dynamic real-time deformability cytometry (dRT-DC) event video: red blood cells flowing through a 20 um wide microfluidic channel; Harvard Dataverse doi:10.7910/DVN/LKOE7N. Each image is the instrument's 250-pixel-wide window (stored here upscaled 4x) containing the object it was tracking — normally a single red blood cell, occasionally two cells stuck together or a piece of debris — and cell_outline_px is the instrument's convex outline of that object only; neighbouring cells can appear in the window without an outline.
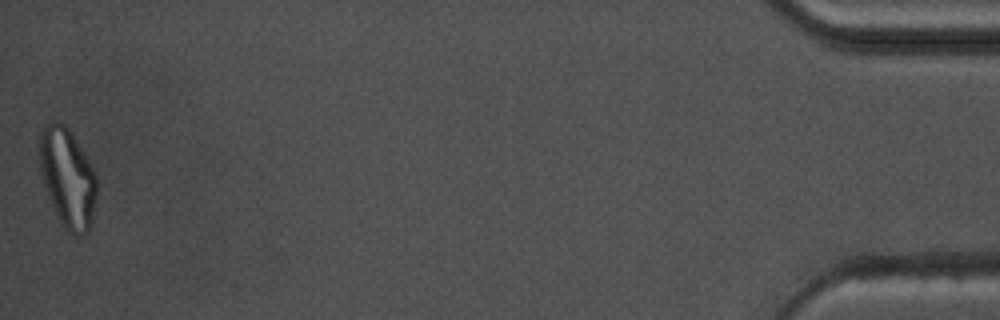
{"species": "common noctule bat (a hibernating species)", "species_latin": "Nyctalus noctula", "temperature_condition": "warm", "stored_images_in_passage": 48, "camera_frame_rate_fps": 3000, "um_per_image_px": 0.085, "animal": {"sex": "male", "body_mass_g": 17.5, "forearm_length_mm": 52.3}, "frame": {"image": 1, "passage_image": 48, "time_ms": 15.667, "image_size_px": [1000, 320], "cell_outline_px": [[96, 196], [92, 224], [88, 232], [84, 236], [76, 236], [68, 232], [60, 224], [56, 216], [48, 196], [44, 184], [40, 168], [40, 132], [44, 124], [48, 120], [60, 120], [72, 132], [96, 172]], "centroid_in_image_um": [5.75, 15.12], "position_along_channel_um": 429.4, "area_um2": 33.7}, "authors_computed_cell_mechanics": {"area_um2": 23.1489, "velocity_mm_per_s": 3.6552, "shape_relaxation_time_tau1_ms": null, "shape_relaxation_time_tau2_ms": 1.9007, "deformation_change_tau1": null, "deformation_change_tau2": 0.114}}